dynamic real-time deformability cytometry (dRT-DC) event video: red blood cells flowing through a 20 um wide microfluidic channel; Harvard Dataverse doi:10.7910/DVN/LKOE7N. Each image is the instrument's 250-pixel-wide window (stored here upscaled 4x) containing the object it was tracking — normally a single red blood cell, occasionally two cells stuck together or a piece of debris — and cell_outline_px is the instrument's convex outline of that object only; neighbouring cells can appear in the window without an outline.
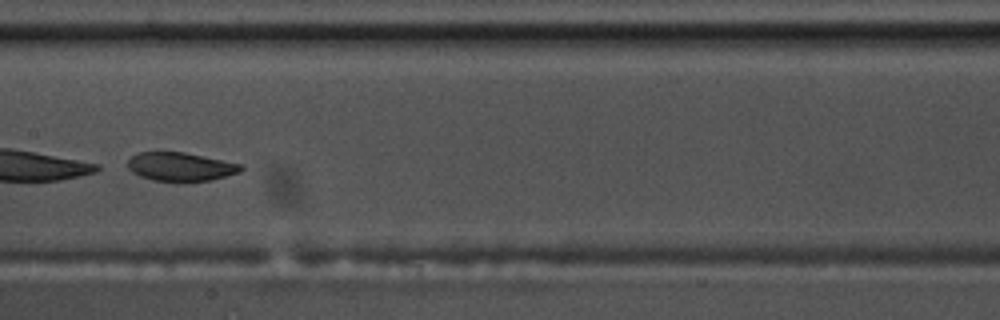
{"species": "common noctule bat (a hibernating species)", "species_latin": "Nyctalus noctula", "temperature_condition": "warm", "stored_images_in_passage": 57, "camera_frame_rate_fps": 3000, "um_per_image_px": 0.085, "animal": {"sex": "male", "body_mass_g": 17.5, "forearm_length_mm": 52.3}, "frame": {"image": 1, "passage_image": 30, "time_ms": 9.667, "image_size_px": [1000, 320], "cell_outline_px": [[244, 168], [240, 172], [212, 180], [152, 180], [140, 176], [132, 172], [128, 168], [128, 160], [136, 152], [184, 152], [244, 164]], "centroid_in_image_um": [15.37, 14.15], "position_along_channel_um": 192.0, "area_um2": 18.73}}
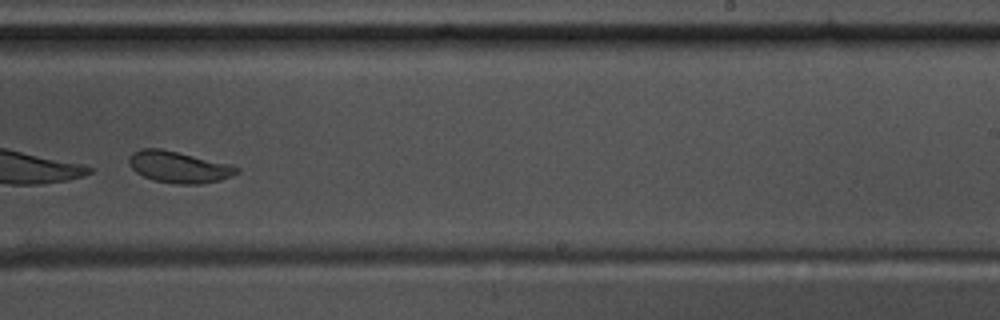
{"frame": {"image": 2, "passage_image": 37, "time_ms": 12.0, "image_size_px": [1000, 320], "cell_outline_px": [[240, 172], [220, 180], [200, 184], [176, 184], [152, 180], [136, 172], [128, 164], [128, 156], [132, 152], [140, 148], [160, 148], [228, 164], [240, 168]], "centroid_in_image_um": [15.14, 14.2], "position_along_channel_um": 273.9, "area_um2": 19.71}}
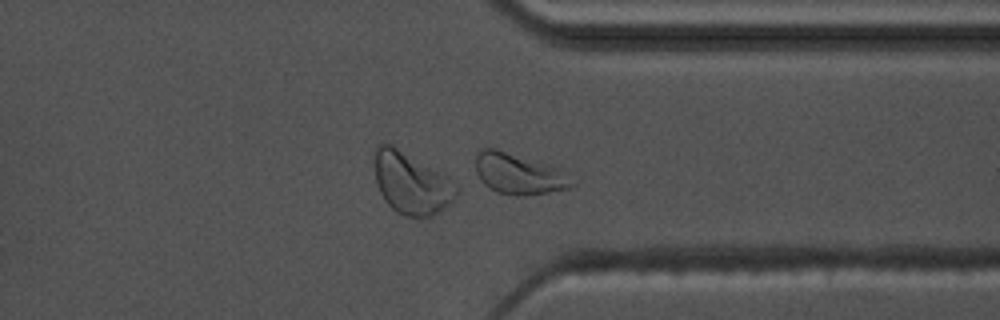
{"frame": {"image": 3, "passage_image": 45, "time_ms": 14.667, "image_size_px": [1000, 320], "cell_outline_px": [[576, 184], [572, 188], [528, 196], [516, 196], [496, 192], [484, 184], [480, 180], [476, 172], [476, 156], [484, 148], [496, 148], [556, 168]], "centroid_in_image_um": [44.05, 14.81], "position_along_channel_um": 367.3, "area_um2": 22.54}}